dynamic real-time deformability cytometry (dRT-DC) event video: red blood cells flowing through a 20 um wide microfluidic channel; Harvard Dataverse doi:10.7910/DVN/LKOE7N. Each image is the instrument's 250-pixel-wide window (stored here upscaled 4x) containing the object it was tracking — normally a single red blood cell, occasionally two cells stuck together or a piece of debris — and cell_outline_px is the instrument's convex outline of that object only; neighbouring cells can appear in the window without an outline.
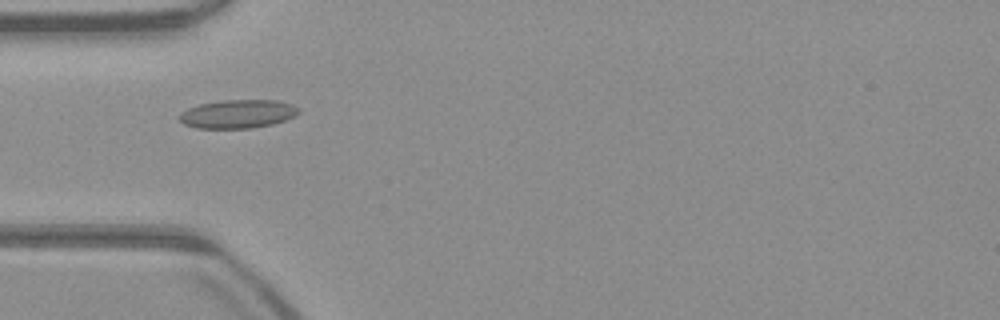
{"species": "common noctule bat (a hibernating species)", "species_latin": "Nyctalus noctula", "temperature_condition": "warm", "stored_images_in_passage": 52, "camera_frame_rate_fps": 3000, "um_per_image_px": 0.085, "animal": {"sex": "male", "body_mass_g": 23.1, "forearm_length_mm": 52.7}, "frame": {"image": 1, "passage_image": 16, "time_ms": 5.0, "image_size_px": [1000, 320], "cell_outline_px": [[300, 112], [284, 120], [272, 124], [252, 128], [196, 128], [184, 124], [176, 116], [180, 112], [188, 108], [200, 104], [220, 100], [280, 100], [292, 104], [300, 108]], "centroid_in_image_um": [20.19, 9.68], "position_along_channel_um": 64.8, "area_um2": 19.94}}
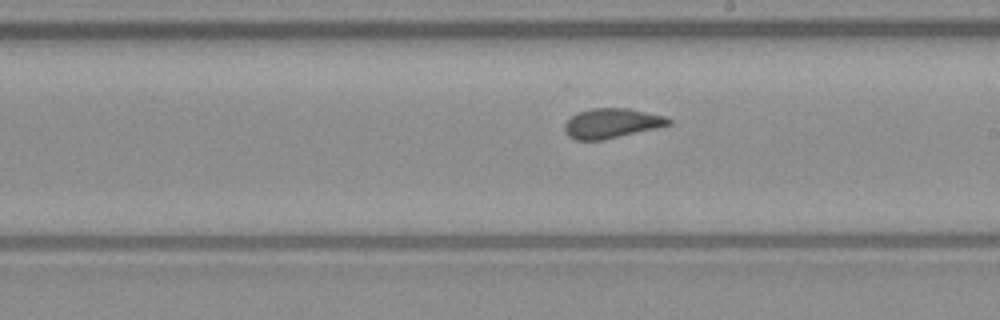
{"frame": {"image": 2, "passage_image": 29, "time_ms": 9.333, "image_size_px": [1000, 320], "cell_outline_px": [[672, 124], [656, 128], [604, 140], [576, 140], [568, 136], [564, 132], [564, 124], [576, 112], [592, 108], [628, 108], [664, 116], [672, 120]], "centroid_in_image_um": [51.96, 10.48], "position_along_channel_um": 237.0, "area_um2": 18.09}}
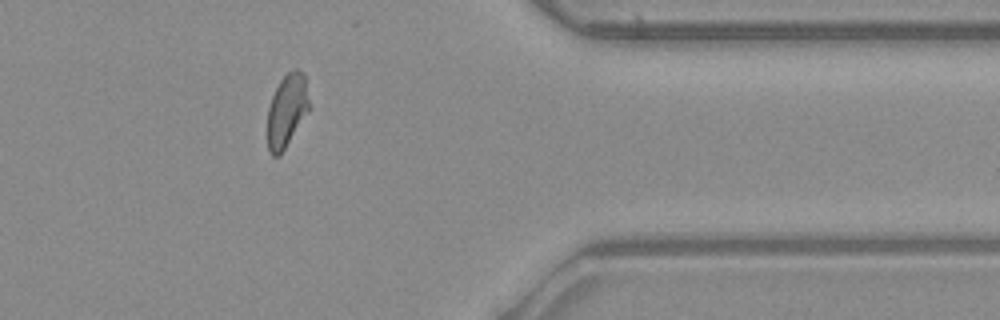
{"frame": {"image": 3, "passage_image": 42, "time_ms": 13.667, "image_size_px": [1000, 320], "cell_outline_px": [[308, 112], [280, 156], [272, 156], [268, 152], [268, 108], [272, 96], [280, 80], [292, 68], [296, 68], [304, 76], [308, 100]], "centroid_in_image_um": [24.35, 9.43], "position_along_channel_um": 387.0, "area_um2": 17.46}, "authors_computed_cell_mechanics": {"area_um2": 18.5538, "velocity_mm_per_s": 3.9551, "shape_relaxation_time_tau1_ms": null, "shape_relaxation_time_tau2_ms": 0.7886, "deformation_change_tau1": null, "deformation_change_tau2": 0.0568}}